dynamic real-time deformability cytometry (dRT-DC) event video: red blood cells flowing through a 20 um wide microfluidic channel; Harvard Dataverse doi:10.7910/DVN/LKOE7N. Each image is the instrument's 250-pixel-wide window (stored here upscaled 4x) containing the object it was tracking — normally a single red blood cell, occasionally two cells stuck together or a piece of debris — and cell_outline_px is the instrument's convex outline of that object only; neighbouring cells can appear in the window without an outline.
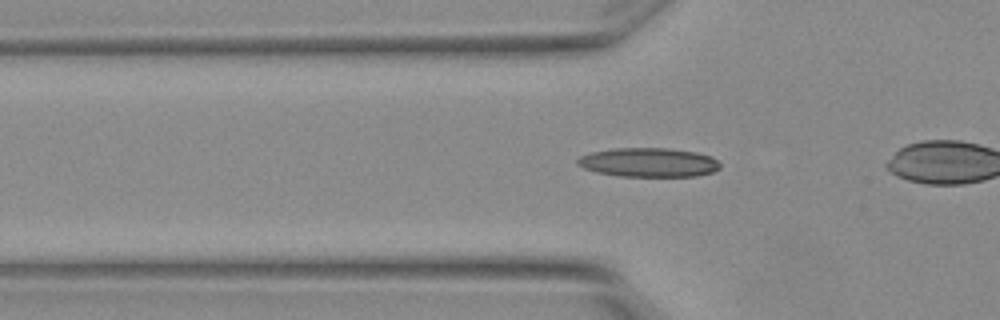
{"species": "Egyptian fruit bat (a non-hibernating species)", "species_latin": "Rousettus aegyptiacus", "temperature_condition": "warm", "stored_images_in_passage": 7, "segment_of_instrument_passage": [2, 2], "camera_frame_rate_fps": 3000, "um_per_image_px": 0.085, "animal": {"sex": "female"}, "frame": {"image": 1, "passage_image": 7, "time_ms": 2.0, "image_size_px": [1000, 320], "cell_outline_px": [[720, 168], [712, 172], [696, 176], [620, 176], [596, 172], [584, 168], [576, 164], [576, 160], [580, 156], [592, 152], [612, 148], [668, 148], [696, 152], [712, 156], [720, 164]], "centroid_in_image_um": [55.12, 13.8], "position_along_channel_um": 70.7, "area_um2": 24.22}}